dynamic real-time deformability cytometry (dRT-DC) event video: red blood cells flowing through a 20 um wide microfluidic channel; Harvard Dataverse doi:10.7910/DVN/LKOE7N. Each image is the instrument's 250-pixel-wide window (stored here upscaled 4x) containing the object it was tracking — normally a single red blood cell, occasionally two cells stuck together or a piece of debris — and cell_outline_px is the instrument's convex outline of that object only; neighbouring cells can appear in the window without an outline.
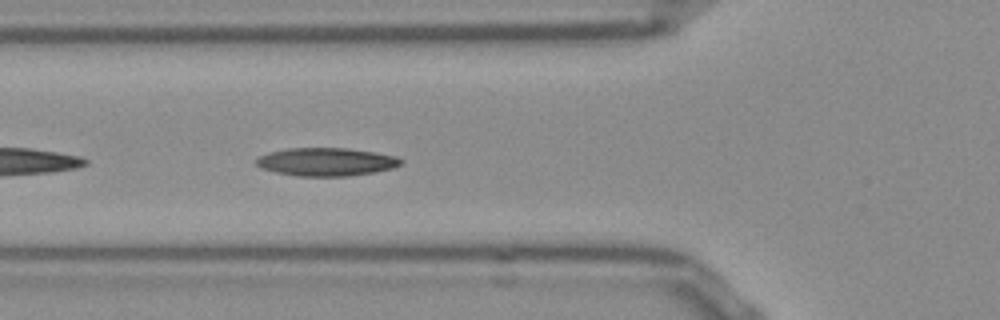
{"species": "Egyptian fruit bat (a non-hibernating species)", "species_latin": "Rousettus aegyptiacus", "temperature_condition": "room temperature", "stored_images_in_passage": 15, "camera_frame_rate_fps": 3000, "um_per_image_px": 0.085, "frame": {"image": 1, "passage_image": 5, "time_ms": 1.333, "image_size_px": [1000, 320], "cell_outline_px": [[404, 160], [400, 164], [392, 168], [372, 172], [348, 176], [296, 176], [276, 172], [260, 168], [256, 164], [256, 160], [260, 156], [268, 152], [288, 148], [348, 148], [396, 156]], "centroid_in_image_um": [27.7, 13.75], "position_along_channel_um": 98.1, "area_um2": 23.58}}
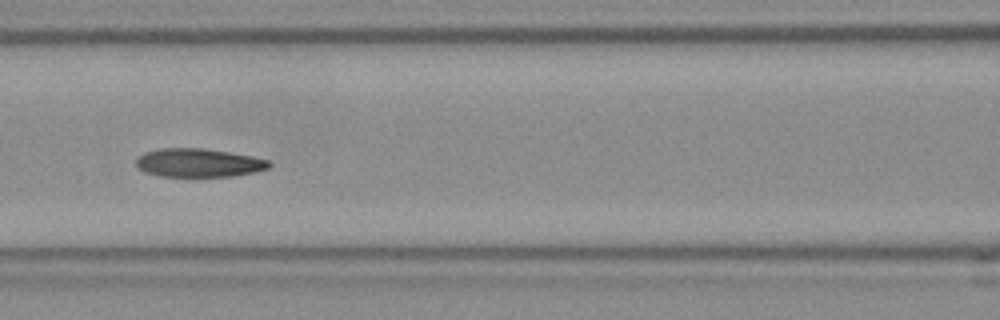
{"frame": {"image": 2, "passage_image": 9, "time_ms": 2.667, "image_size_px": [1000, 320], "cell_outline_px": [[272, 164], [268, 168], [256, 172], [236, 176], [160, 176], [144, 172], [136, 168], [136, 160], [144, 152], [160, 148], [204, 148], [252, 156], [268, 160]], "centroid_in_image_um": [16.87, 13.84], "position_along_channel_um": 149.7, "area_um2": 22.2}}